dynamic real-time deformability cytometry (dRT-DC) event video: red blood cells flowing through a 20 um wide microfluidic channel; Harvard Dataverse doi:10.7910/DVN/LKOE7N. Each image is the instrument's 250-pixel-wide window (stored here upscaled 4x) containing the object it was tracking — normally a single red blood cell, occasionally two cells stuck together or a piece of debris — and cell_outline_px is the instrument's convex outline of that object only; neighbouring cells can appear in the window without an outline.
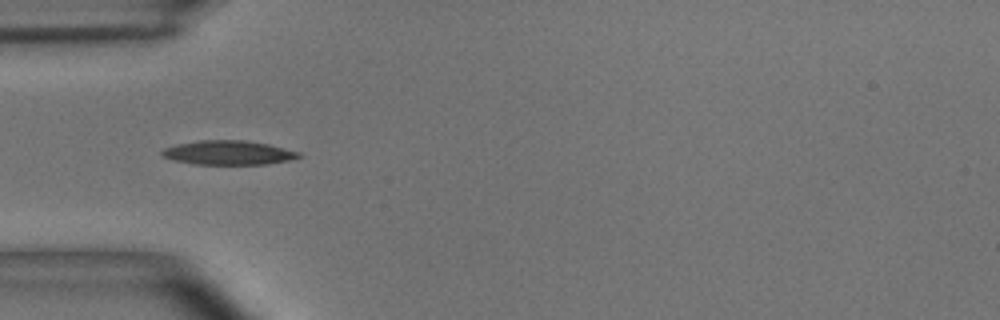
{"species": "common noctule bat (a hibernating species)", "species_latin": "Nyctalus noctula", "temperature_condition": "room temperature", "stored_images_in_passage": 9, "camera_frame_rate_fps": 3000, "um_per_image_px": 0.085, "animal": {"sex": "male", "body_mass_g": 15.6}, "frame": {"image": 1, "passage_image": 1, "time_ms": 0.0, "image_size_px": [1000, 320], "cell_outline_px": [[304, 156], [288, 160], [268, 164], [192, 164], [172, 160], [160, 156], [160, 152], [164, 148], [176, 144], [200, 140], [244, 140], [268, 144], [300, 152]], "centroid_in_image_um": [19.37, 12.98], "position_along_channel_um": 65.6, "area_um2": 19.42}}
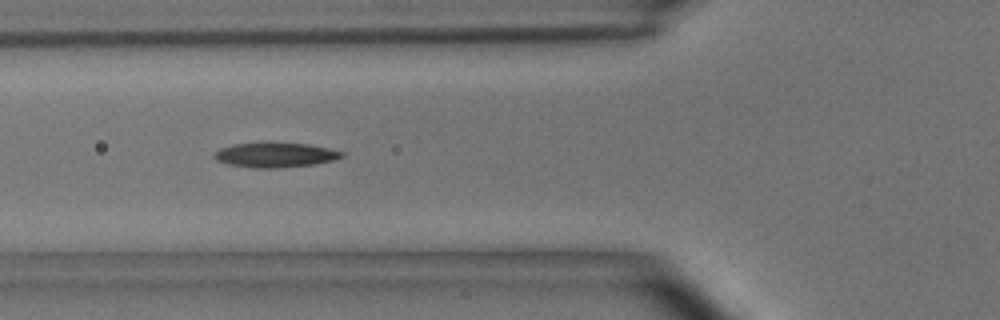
{"frame": {"image": 2, "passage_image": 2, "time_ms": 0.333, "image_size_px": [1000, 320], "cell_outline_px": [[344, 156], [336, 160], [312, 164], [280, 168], [252, 168], [228, 164], [216, 160], [212, 156], [220, 148], [232, 144], [268, 140], [308, 144], [328, 148], [344, 152]], "centroid_in_image_um": [23.37, 13.13], "position_along_channel_um": 102.4, "area_um2": 19.13}}
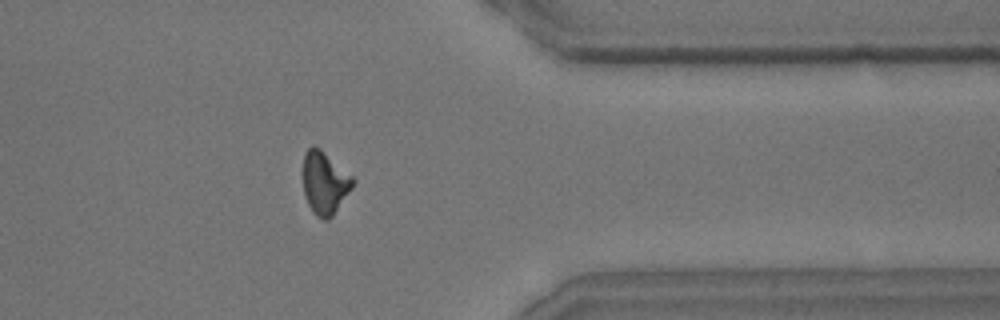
{"frame": {"image": 3, "passage_image": 9, "time_ms": 2.667, "image_size_px": [1000, 320], "cell_outline_px": [[356, 180], [352, 188], [332, 216], [328, 220], [324, 220], [316, 216], [312, 212], [308, 204], [304, 192], [304, 152], [312, 144], [320, 148], [352, 176]], "centroid_in_image_um": [27.6, 15.54], "position_along_channel_um": 383.8, "area_um2": 18.09}}